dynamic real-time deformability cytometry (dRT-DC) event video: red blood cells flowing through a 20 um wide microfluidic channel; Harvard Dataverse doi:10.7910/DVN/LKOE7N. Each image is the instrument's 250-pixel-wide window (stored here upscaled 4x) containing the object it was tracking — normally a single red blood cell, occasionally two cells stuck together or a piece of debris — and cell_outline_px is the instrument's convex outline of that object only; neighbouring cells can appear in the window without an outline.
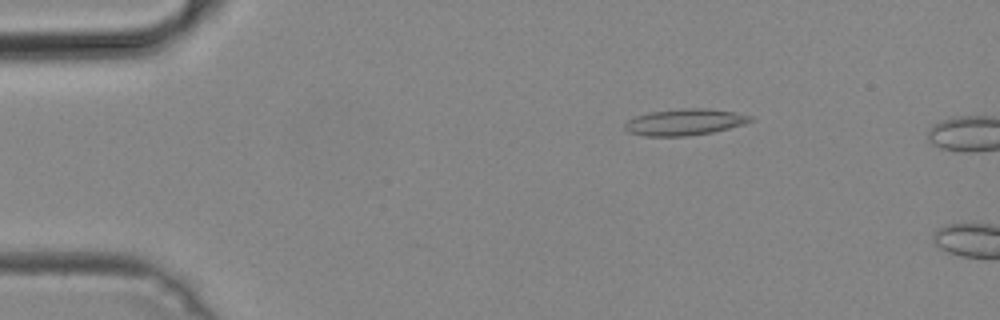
{"species": "common noctule bat (a hibernating species)", "species_latin": "Nyctalus noctula", "temperature_condition": "cold", "stored_images_in_passage": 10, "camera_frame_rate_fps": 3000, "um_per_image_px": 0.085, "animal": {"sex": "male", "body_mass_g": 19.2, "forearm_length_mm": 51.8}, "frame": {"image": 1, "passage_image": 8, "time_ms": 2.333, "image_size_px": [1000, 320], "cell_outline_px": [[752, 120], [744, 124], [712, 132], [688, 136], [644, 136], [628, 132], [624, 128], [624, 124], [628, 120], [636, 116], [652, 112], [684, 108], [704, 108], [736, 112], [752, 116]], "centroid_in_image_um": [58.19, 10.38], "position_along_channel_um": 26.8, "area_um2": 19.19}}